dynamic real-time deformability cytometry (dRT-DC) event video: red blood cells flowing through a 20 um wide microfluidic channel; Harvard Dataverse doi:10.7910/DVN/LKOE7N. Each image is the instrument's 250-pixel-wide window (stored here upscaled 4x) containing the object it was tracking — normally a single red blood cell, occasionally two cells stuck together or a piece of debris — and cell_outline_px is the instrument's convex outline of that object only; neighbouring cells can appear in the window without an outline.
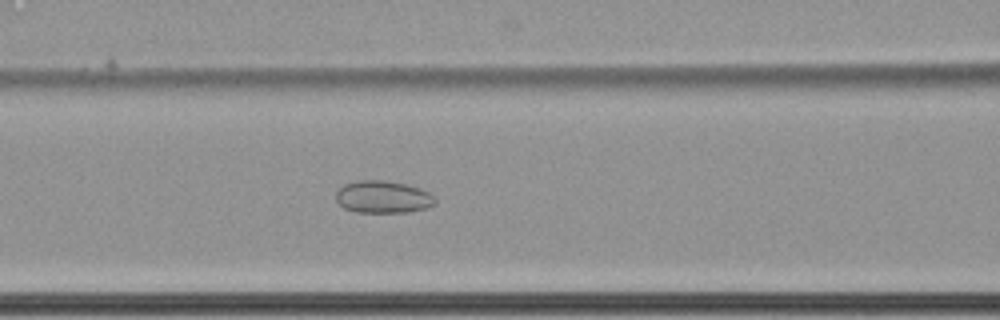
{"species": "common noctule bat (a hibernating species)", "species_latin": "Nyctalus noctula", "temperature_condition": "cold", "stored_images_in_passage": 53, "camera_frame_rate_fps": 3000, "um_per_image_px": 0.085, "animal": {"sex": "female", "body_mass_g": 22.7, "forearm_length_mm": 54.2}, "frame": {"image": 1, "passage_image": 19, "time_ms": 6.0, "image_size_px": [1000, 320], "cell_outline_px": [[436, 204], [428, 208], [404, 212], [356, 212], [344, 208], [336, 200], [336, 192], [344, 184], [356, 180], [384, 180], [404, 184], [420, 188], [428, 192], [436, 200]], "centroid_in_image_um": [32.54, 16.74], "position_along_channel_um": 134.1, "area_um2": 18.67}}
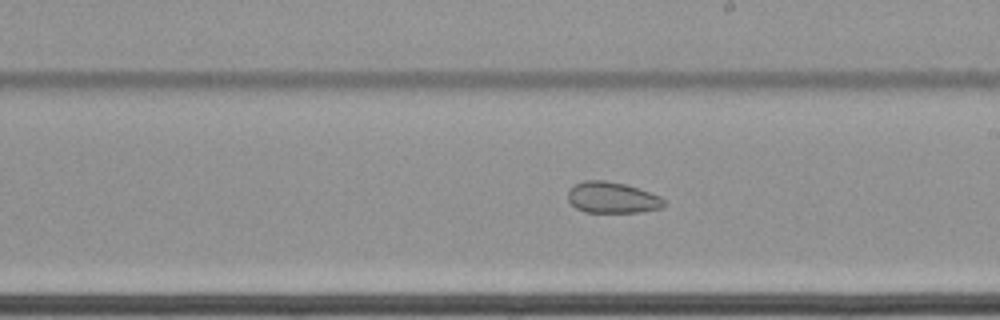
{"frame": {"image": 2, "passage_image": 28, "time_ms": 9.0, "image_size_px": [1000, 320], "cell_outline_px": [[664, 204], [660, 208], [640, 212], [584, 212], [576, 208], [568, 200], [568, 192], [576, 184], [584, 180], [604, 180], [624, 184], [660, 196], [664, 200]], "centroid_in_image_um": [52.01, 16.8], "position_along_channel_um": 237.0, "area_um2": 17.17}}
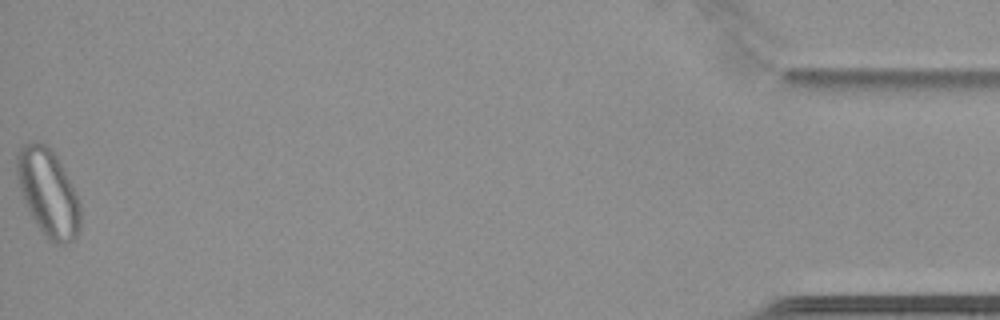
{"frame": {"image": 3, "passage_image": 53, "time_ms": 17.333, "image_size_px": [1000, 320], "cell_outline_px": [[80, 228], [76, 236], [72, 240], [64, 244], [56, 244], [48, 240], [44, 236], [32, 216], [24, 200], [16, 176], [16, 156], [20, 148], [24, 144], [40, 140], [56, 152], [72, 184], [80, 204]], "centroid_in_image_um": [4.1, 16.34], "position_along_channel_um": 431.1, "area_um2": 32.48}, "authors_computed_cell_mechanics": {"area_um2": 23.1778, "velocity_mm_per_s": 3.4347, "shape_relaxation_time_tau1_ms": null, "shape_relaxation_time_tau2_ms": 3.4359, "deformation_change_tau1": null, "deformation_change_tau2": 0.079}}